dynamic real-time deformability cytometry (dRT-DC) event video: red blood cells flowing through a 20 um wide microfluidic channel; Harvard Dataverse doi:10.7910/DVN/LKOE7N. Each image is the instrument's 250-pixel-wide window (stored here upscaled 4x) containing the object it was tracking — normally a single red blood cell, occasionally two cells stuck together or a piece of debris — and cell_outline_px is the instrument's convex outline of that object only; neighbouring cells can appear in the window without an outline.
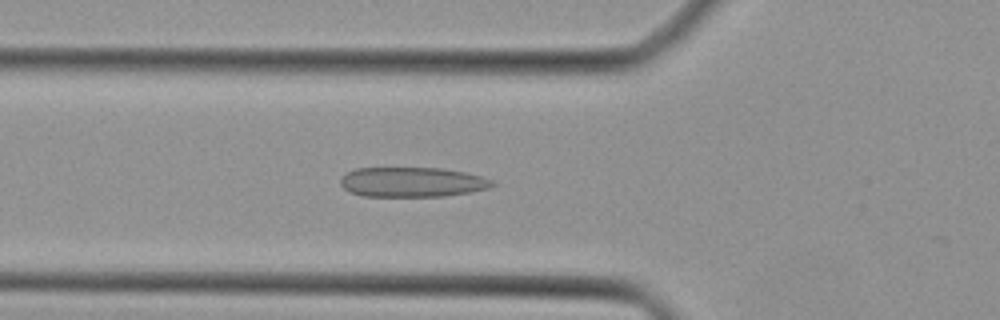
{"species": "Egyptian fruit bat (a non-hibernating species)", "species_latin": "Rousettus aegyptiacus", "temperature_condition": "cold", "stored_images_in_passage": 37, "camera_frame_rate_fps": 3000, "um_per_image_px": 0.085, "animal": {"sex": "female"}, "frame": {"image": 1, "passage_image": 12, "time_ms": 3.667, "image_size_px": [1000, 320], "cell_outline_px": [[496, 184], [492, 188], [472, 192], [444, 196], [364, 196], [348, 192], [340, 184], [340, 180], [348, 172], [356, 168], [440, 168], [464, 172], [480, 176], [492, 180]], "centroid_in_image_um": [35.06, 15.48], "position_along_channel_um": 90.7, "area_um2": 26.41}}
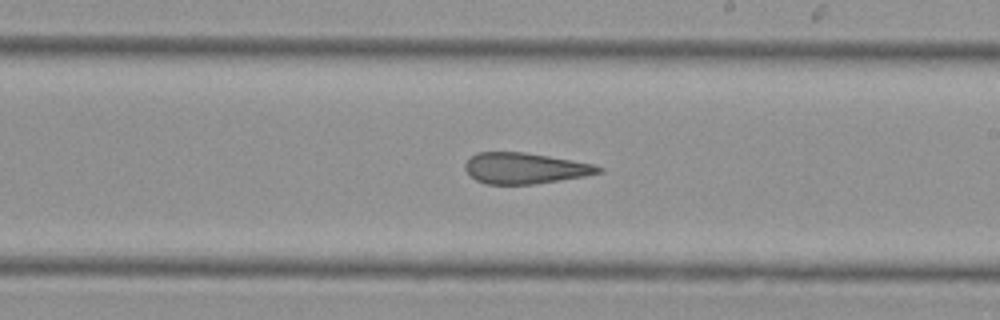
{"frame": {"image": 2, "passage_image": 22, "time_ms": 7.0, "image_size_px": [1000, 320], "cell_outline_px": [[604, 172], [584, 176], [560, 180], [532, 184], [488, 184], [476, 180], [464, 168], [464, 164], [476, 152], [524, 152], [548, 156], [592, 164], [604, 168]], "centroid_in_image_um": [44.62, 14.3], "position_along_channel_um": 244.4, "area_um2": 23.81}}
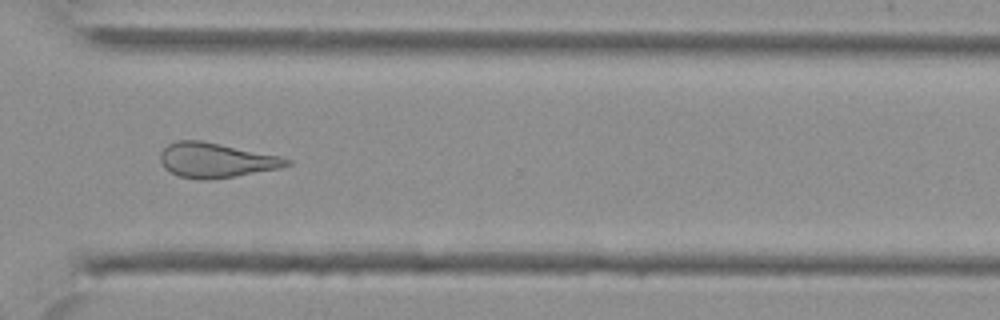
{"frame": {"image": 3, "passage_image": 29, "time_ms": 9.333, "image_size_px": [1000, 320], "cell_outline_px": [[292, 164], [280, 168], [236, 176], [208, 180], [200, 180], [180, 176], [164, 168], [160, 160], [160, 152], [168, 144], [176, 140], [200, 140], [280, 156], [292, 160]], "centroid_in_image_um": [18.36, 13.62], "position_along_channel_um": 352.2, "area_um2": 25.55}}